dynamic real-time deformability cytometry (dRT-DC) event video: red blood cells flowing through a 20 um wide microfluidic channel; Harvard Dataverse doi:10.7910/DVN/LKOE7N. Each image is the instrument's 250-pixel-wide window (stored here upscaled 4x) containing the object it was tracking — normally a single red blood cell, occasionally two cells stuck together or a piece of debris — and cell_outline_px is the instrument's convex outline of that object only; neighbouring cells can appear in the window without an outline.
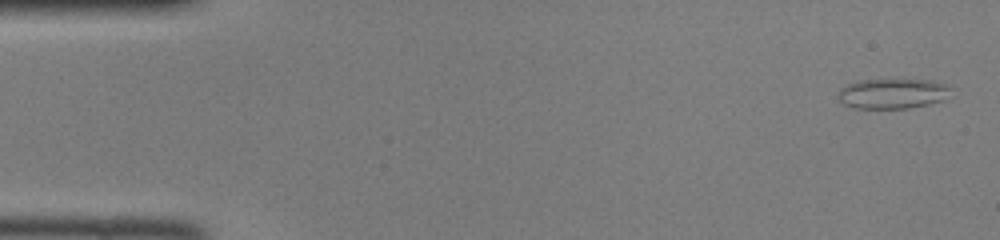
{"species": "common noctule bat (a hibernating species)", "species_latin": "Nyctalus noctula", "temperature_condition": "room temperature", "stored_images_in_passage": 43, "camera_frame_rate_fps": 3000, "um_per_image_px": 0.085, "animal": {"sex": "female", "body_mass_g": 22.0, "forearm_length_mm": 56.7}, "frame": {"image": 1, "passage_image": 2, "time_ms": 0.333, "image_size_px": [1000, 240], "cell_outline_px": [[952, 88], [944, 100], [928, 104], [908, 108], [852, 108], [844, 104], [836, 96], [840, 88], [848, 84], [860, 80], [932, 80], [944, 84]], "centroid_in_image_um": [75.84, 7.96], "position_along_channel_um": 9.2, "area_um2": 19.71}}
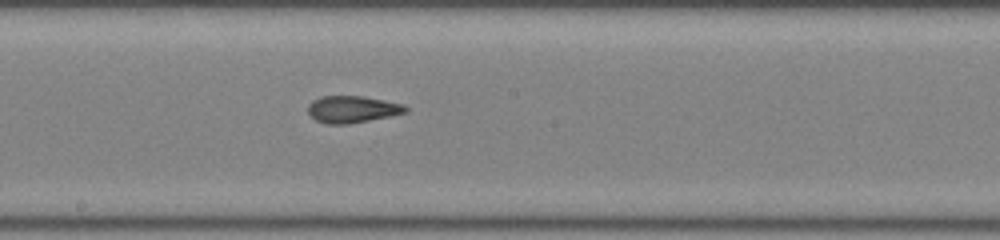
{"frame": {"image": 2, "passage_image": 25, "time_ms": 8.0, "image_size_px": [1000, 240], "cell_outline_px": [[408, 112], [392, 116], [348, 124], [328, 124], [316, 120], [308, 112], [308, 104], [312, 100], [320, 96], [364, 96], [404, 104], [408, 108]], "centroid_in_image_um": [29.97, 9.28], "position_along_channel_um": 218.2, "area_um2": 15.43}}
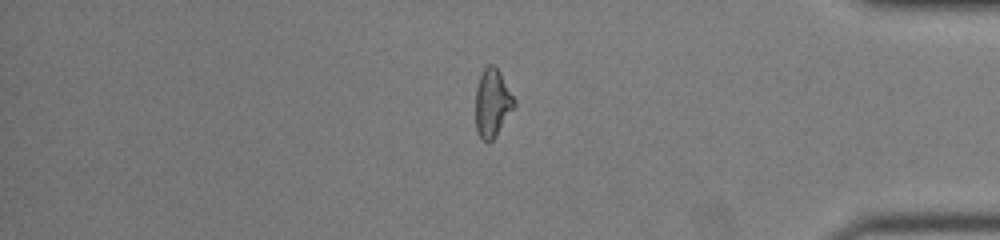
{"frame": {"image": 3, "passage_image": 39, "time_ms": 12.667, "image_size_px": [1000, 240], "cell_outline_px": [[516, 104], [496, 136], [488, 144], [476, 132], [476, 88], [480, 76], [484, 68], [488, 64], [492, 64], [500, 72], [516, 100]], "centroid_in_image_um": [41.85, 8.77], "position_along_channel_um": 393.3, "area_um2": 15.32}}